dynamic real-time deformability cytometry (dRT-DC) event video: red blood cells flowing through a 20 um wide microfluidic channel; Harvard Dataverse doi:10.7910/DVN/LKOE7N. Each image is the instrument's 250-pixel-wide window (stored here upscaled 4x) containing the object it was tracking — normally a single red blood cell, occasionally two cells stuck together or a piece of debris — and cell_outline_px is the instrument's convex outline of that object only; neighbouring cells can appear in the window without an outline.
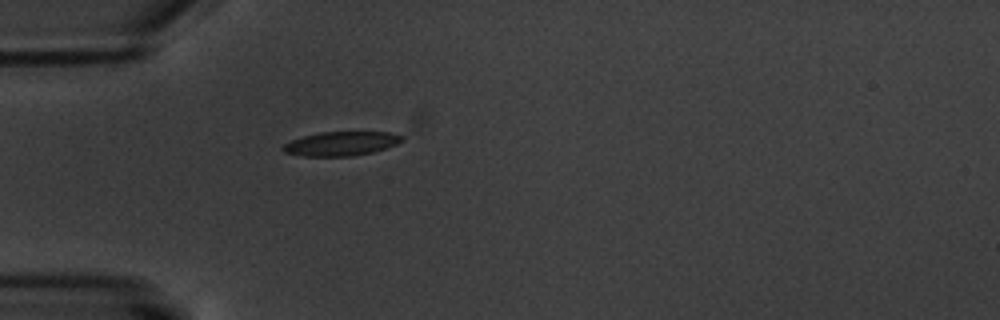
{"species": "common noctule bat (a hibernating species)", "species_latin": "Nyctalus noctula", "temperature_condition": "warm", "stored_images_in_passage": 1, "camera_frame_rate_fps": 3000, "um_per_image_px": 0.085, "animal": {"sex": "male", "body_mass_g": 20.1, "forearm_length_mm": 53.5}, "frame": {"image": 1, "passage_image": 1, "time_ms": 0.0, "image_size_px": [1000, 320], "cell_outline_px": [[404, 140], [396, 144], [372, 152], [352, 156], [304, 156], [284, 152], [280, 148], [284, 144], [292, 140], [304, 136], [320, 132], [388, 132], [404, 136]], "centroid_in_image_um": [28.99, 12.21], "position_along_channel_um": 56.0, "area_um2": 16.59}}